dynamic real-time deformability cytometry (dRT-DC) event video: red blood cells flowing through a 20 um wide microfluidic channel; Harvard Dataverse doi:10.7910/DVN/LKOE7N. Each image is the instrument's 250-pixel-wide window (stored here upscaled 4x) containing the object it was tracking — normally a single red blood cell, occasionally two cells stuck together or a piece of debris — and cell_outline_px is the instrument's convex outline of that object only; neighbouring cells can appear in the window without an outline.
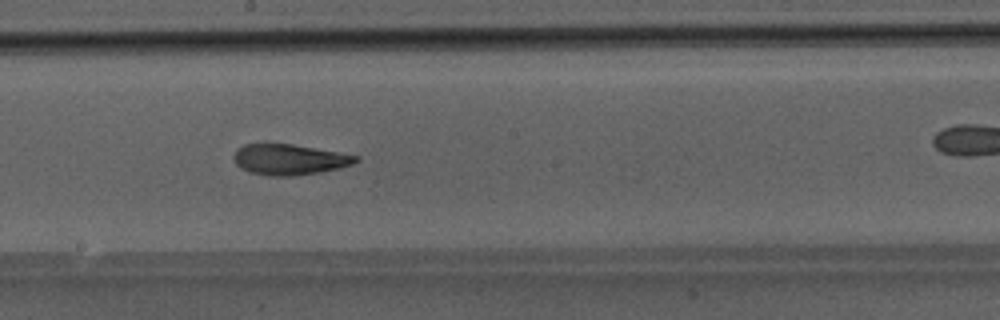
{"species": "Egyptian fruit bat (a non-hibernating species)", "species_latin": "Rousettus aegyptiacus", "temperature_condition": "room temperature", "stored_images_in_passage": 32, "camera_frame_rate_fps": 3000, "um_per_image_px": 0.085, "animal": {"sex": "male"}, "frame": {"image": 1, "passage_image": 14, "time_ms": 4.333, "image_size_px": [1000, 320], "cell_outline_px": [[360, 160], [352, 164], [340, 168], [320, 172], [292, 176], [268, 176], [248, 172], [240, 168], [236, 164], [232, 156], [236, 148], [244, 144], [292, 144], [360, 156]], "centroid_in_image_um": [24.56, 13.56], "position_along_channel_um": 223.6, "area_um2": 21.96}}